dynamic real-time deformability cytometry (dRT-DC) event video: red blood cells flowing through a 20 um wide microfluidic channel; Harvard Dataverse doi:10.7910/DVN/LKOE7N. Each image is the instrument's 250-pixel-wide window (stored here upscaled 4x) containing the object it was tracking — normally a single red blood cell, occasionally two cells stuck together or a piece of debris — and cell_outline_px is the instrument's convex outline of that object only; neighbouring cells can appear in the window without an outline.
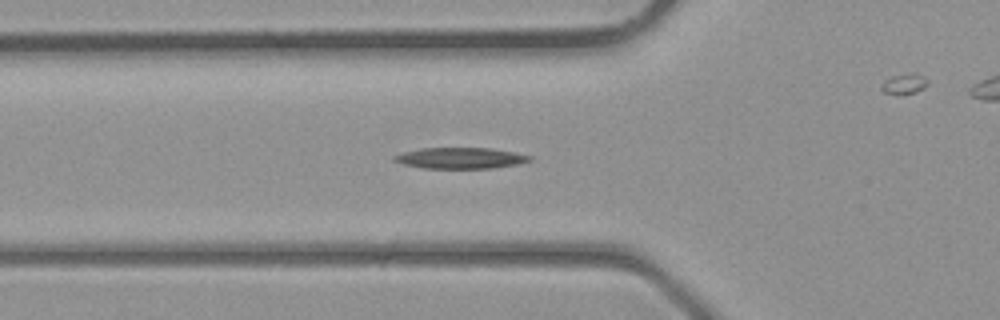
{"species": "common noctule bat (a hibernating species)", "species_latin": "Nyctalus noctula", "temperature_condition": "room temperature", "stored_images_in_passage": 39, "camera_frame_rate_fps": 3000, "um_per_image_px": 0.085, "animal": {"sex": "male", "body_mass_g": 23.1, "forearm_length_mm": 52.7}, "frame": {"image": 1, "passage_image": 13, "time_ms": 4.0, "image_size_px": [1000, 320], "cell_outline_px": [[532, 160], [520, 164], [492, 168], [424, 168], [404, 164], [392, 160], [392, 156], [404, 152], [420, 148], [492, 148], [516, 152], [532, 156]], "centroid_in_image_um": [39.18, 13.43], "position_along_channel_um": 86.6, "area_um2": 16.7}}
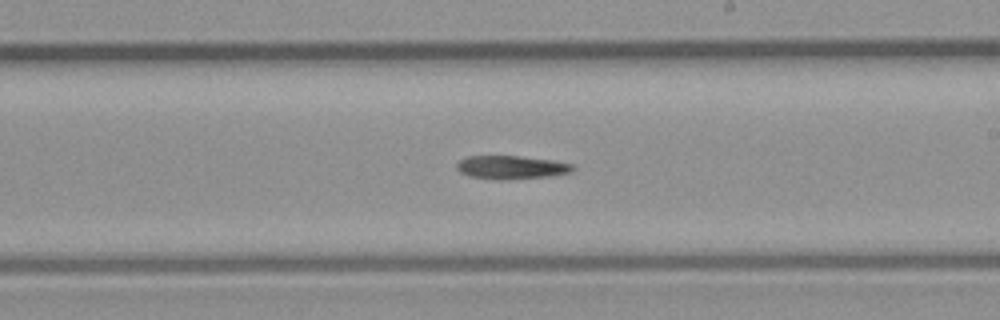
{"frame": {"image": 2, "passage_image": 22, "time_ms": 7.0, "image_size_px": [1000, 320], "cell_outline_px": [[576, 168], [568, 172], [544, 176], [468, 176], [460, 172], [456, 168], [456, 164], [460, 160], [468, 156], [520, 156], [552, 160], [572, 164]], "centroid_in_image_um": [43.44, 14.15], "position_along_channel_um": 245.6, "area_um2": 14.45}}
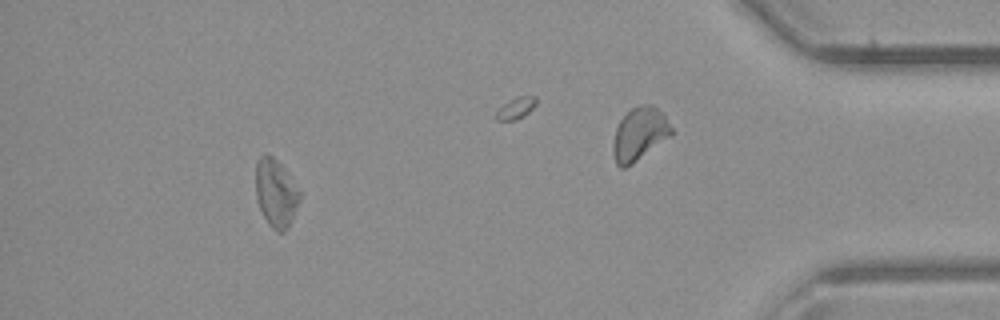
{"frame": {"image": 3, "passage_image": 35, "time_ms": 11.333, "image_size_px": [1000, 320], "cell_outline_px": [[300, 200], [288, 228], [284, 232], [276, 232], [268, 224], [260, 208], [256, 196], [256, 160], [260, 156], [272, 156], [280, 164], [300, 192]], "centroid_in_image_um": [23.44, 16.45], "position_along_channel_um": 411.8, "area_um2": 17.05}}